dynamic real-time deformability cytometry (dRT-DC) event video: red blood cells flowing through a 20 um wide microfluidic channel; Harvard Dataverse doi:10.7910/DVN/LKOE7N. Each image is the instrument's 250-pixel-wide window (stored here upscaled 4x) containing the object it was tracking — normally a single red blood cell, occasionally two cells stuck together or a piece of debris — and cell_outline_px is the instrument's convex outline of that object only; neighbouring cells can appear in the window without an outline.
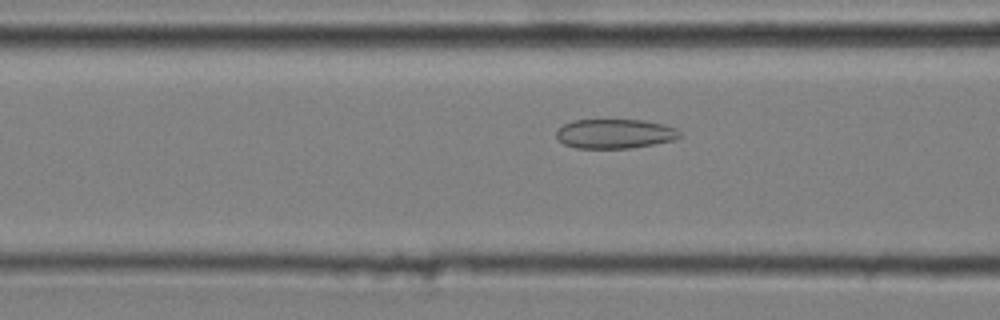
{"species": "common noctule bat (a hibernating species)", "species_latin": "Nyctalus noctula", "temperature_condition": "cold", "stored_images_in_passage": 10, "camera_frame_rate_fps": 3000, "um_per_image_px": 0.085, "animal": {"sex": "male", "body_mass_g": 20.4}, "frame": {"image": 1, "passage_image": 5, "time_ms": 1.333, "image_size_px": [1000, 320], "cell_outline_px": [[680, 136], [672, 140], [652, 144], [628, 148], [576, 148], [564, 144], [556, 136], [556, 128], [572, 120], [644, 120], [664, 124], [676, 128], [680, 132]], "centroid_in_image_um": [52.22, 11.36], "position_along_channel_um": 114.4, "area_um2": 21.1}}
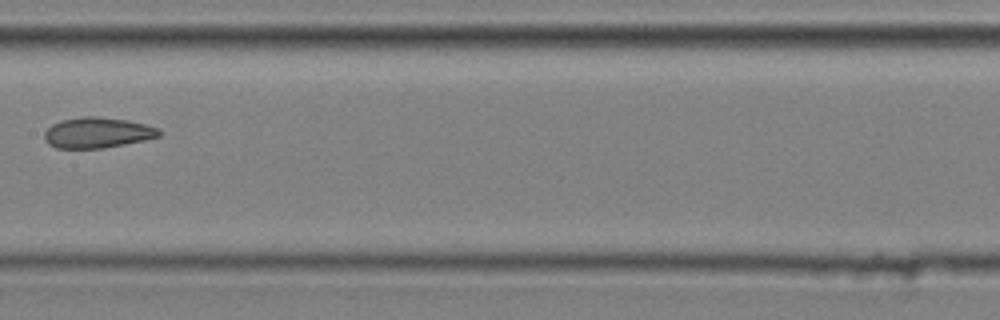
{"frame": {"image": 2, "passage_image": 7, "time_ms": 2.0, "image_size_px": [1000, 320], "cell_outline_px": [[160, 136], [144, 140], [124, 144], [100, 148], [56, 148], [48, 144], [44, 140], [44, 132], [52, 124], [60, 120], [84, 116], [92, 116], [124, 120], [144, 124], [160, 128]], "centroid_in_image_um": [8.24, 11.28], "position_along_channel_um": 199.2, "area_um2": 20.29}}
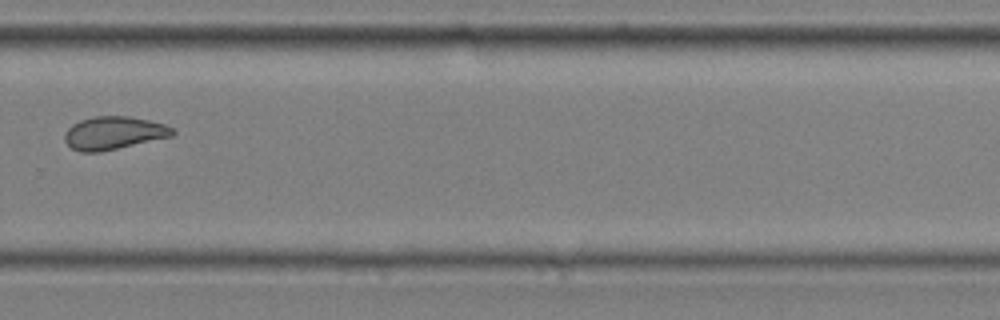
{"frame": {"image": 3, "passage_image": 10, "time_ms": 3.0, "image_size_px": [1000, 320], "cell_outline_px": [[176, 132], [172, 136], [100, 152], [80, 152], [72, 148], [64, 140], [64, 132], [72, 124], [80, 120], [92, 116], [128, 116], [148, 120], [164, 124], [172, 128]], "centroid_in_image_um": [9.63, 11.3], "position_along_channel_um": 320.2, "area_um2": 20.69}}